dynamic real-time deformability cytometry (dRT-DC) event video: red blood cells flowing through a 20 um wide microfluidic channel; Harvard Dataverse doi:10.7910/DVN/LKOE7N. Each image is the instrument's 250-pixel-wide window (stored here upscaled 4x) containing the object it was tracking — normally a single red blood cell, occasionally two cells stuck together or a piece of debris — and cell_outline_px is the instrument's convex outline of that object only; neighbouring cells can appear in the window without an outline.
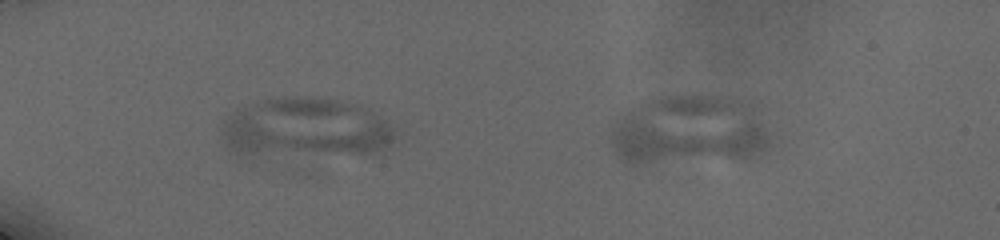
{"species": "human", "species_latin": "Homo sapiens", "temperature_condition": "cold", "stored_images_in_passage": 19, "segment_of_instrument_passage": [2, 2], "camera_frame_rate_fps": 3000, "um_per_image_px": 0.085, "donor": {"sex": "male"}, "frame": {"image": 1, "passage_image": 19, "time_ms": 7.333, "image_size_px": [1000, 240], "cell_outline_px": [[776, 136], [772, 144], [756, 160], [636, 164], [628, 164], [612, 148], [612, 128], [632, 108], [640, 104], [664, 96], [716, 96], [744, 100], [752, 104]], "centroid_in_image_um": [58.78, 11.15], "position_along_channel_um": 26.2, "area_um2": 66.47}}